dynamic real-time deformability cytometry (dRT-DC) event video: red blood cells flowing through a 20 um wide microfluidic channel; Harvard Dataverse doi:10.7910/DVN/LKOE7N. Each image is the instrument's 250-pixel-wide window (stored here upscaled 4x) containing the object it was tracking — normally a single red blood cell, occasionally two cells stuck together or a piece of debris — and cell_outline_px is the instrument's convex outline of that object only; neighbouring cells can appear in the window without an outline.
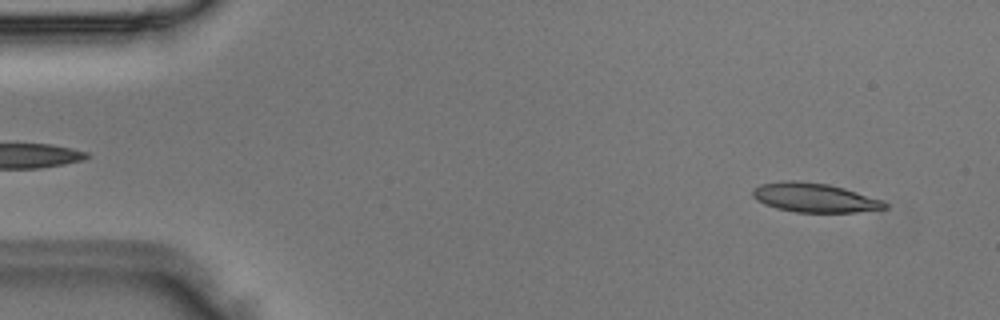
{"species": "Egyptian fruit bat (a non-hibernating species)", "species_latin": "Rousettus aegyptiacus", "temperature_condition": "room temperature", "stored_images_in_passage": 1, "camera_frame_rate_fps": 3000, "um_per_image_px": 0.085, "animal": {"sex": "male"}, "frame": {"image": 1, "passage_image": 1, "time_ms": 0.0, "image_size_px": [1000, 320], "cell_outline_px": [[888, 208], [856, 212], [796, 212], [776, 208], [764, 204], [756, 200], [752, 196], [752, 192], [760, 184], [784, 180], [796, 180], [828, 184], [844, 188], [884, 200], [888, 204]], "centroid_in_image_um": [69.24, 16.8], "position_along_channel_um": 15.8, "area_um2": 22.54}}